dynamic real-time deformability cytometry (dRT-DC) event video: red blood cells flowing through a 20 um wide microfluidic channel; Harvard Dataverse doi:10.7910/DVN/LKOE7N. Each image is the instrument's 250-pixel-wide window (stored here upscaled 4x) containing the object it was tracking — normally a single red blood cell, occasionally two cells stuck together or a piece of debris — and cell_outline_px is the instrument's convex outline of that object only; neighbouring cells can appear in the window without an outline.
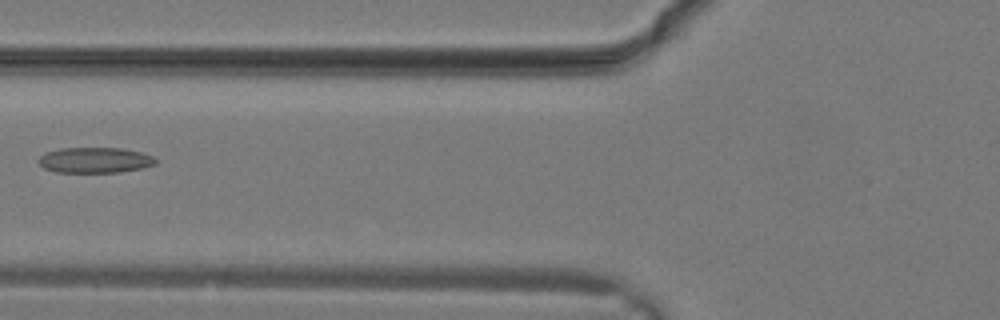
{"species": "common noctule bat (a hibernating species)", "species_latin": "Nyctalus noctula", "temperature_condition": "warm", "stored_images_in_passage": 5, "camera_frame_rate_fps": 3000, "um_per_image_px": 0.085, "animal": {"sex": "male", "body_mass_g": 19.2, "forearm_length_mm": 51.8}, "frame": {"image": 1, "passage_image": 4, "time_ms": 1.0, "image_size_px": [1000, 320], "cell_outline_px": [[156, 164], [140, 168], [120, 172], [56, 172], [44, 168], [40, 164], [40, 156], [44, 152], [60, 148], [120, 148], [140, 152], [152, 156], [156, 160]], "centroid_in_image_um": [8.05, 13.61], "position_along_channel_um": 117.8, "area_um2": 17.28}}